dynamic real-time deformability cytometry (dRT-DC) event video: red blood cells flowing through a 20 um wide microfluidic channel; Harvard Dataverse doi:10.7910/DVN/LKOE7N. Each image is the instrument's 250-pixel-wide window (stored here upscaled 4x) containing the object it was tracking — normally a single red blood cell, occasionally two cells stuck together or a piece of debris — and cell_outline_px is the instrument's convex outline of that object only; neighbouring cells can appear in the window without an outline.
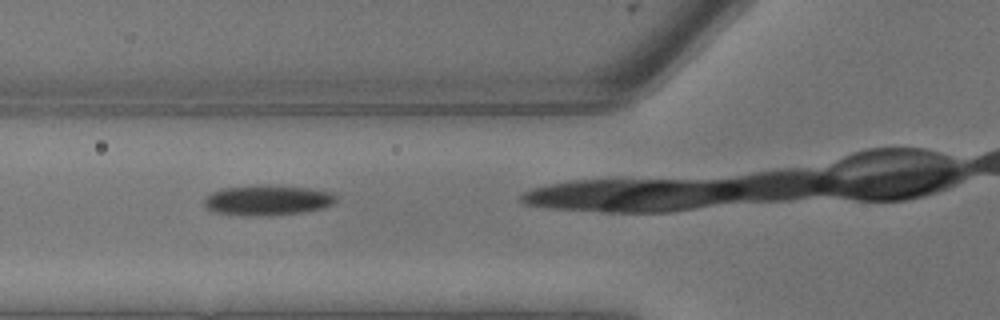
{"species": "common noctule bat (a hibernating species)", "species_latin": "Nyctalus noctula", "temperature_condition": "warm", "stored_images_in_passage": 5, "camera_frame_rate_fps": 3000, "um_per_image_px": 0.085, "animal": {"sex": "male", "body_mass_g": 13.3}, "frame": {"image": 1, "passage_image": 3, "time_ms": 0.667, "image_size_px": [1000, 320], "cell_outline_px": [[336, 200], [332, 204], [324, 208], [300, 212], [268, 216], [244, 216], [212, 212], [204, 204], [204, 200], [212, 192], [224, 188], [256, 184], [308, 188], [332, 192], [336, 196]], "centroid_in_image_um": [22.72, 17.02], "position_along_channel_um": 103.1, "area_um2": 23.35}}